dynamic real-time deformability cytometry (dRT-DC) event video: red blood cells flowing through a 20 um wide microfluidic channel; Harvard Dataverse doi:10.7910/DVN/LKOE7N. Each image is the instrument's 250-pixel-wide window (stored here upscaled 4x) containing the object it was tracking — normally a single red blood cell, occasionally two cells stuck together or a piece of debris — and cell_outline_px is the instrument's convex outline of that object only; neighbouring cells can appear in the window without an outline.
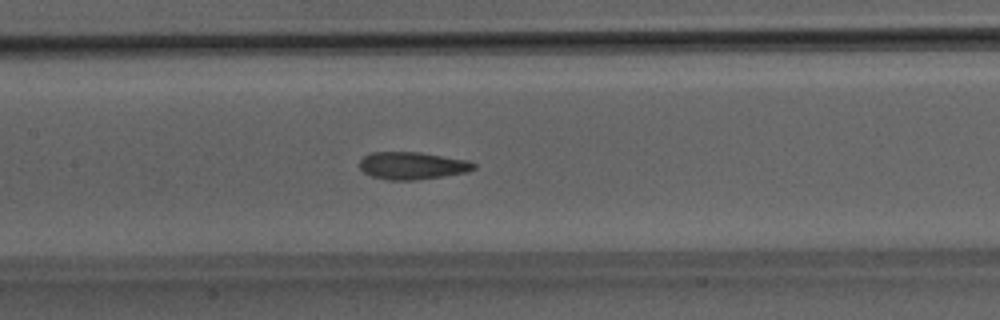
{"species": "Egyptian fruit bat (a non-hibernating species)", "species_latin": "Rousettus aegyptiacus", "temperature_condition": "room temperature", "stored_images_in_passage": 50, "camera_frame_rate_fps": 3000, "um_per_image_px": 0.085, "animal": {"sex": "male"}, "frame": {"image": 1, "passage_image": 24, "time_ms": 7.667, "image_size_px": [1000, 320], "cell_outline_px": [[476, 168], [468, 172], [416, 180], [388, 180], [372, 176], [364, 172], [360, 168], [360, 160], [364, 156], [372, 152], [420, 152], [468, 160], [476, 164]], "centroid_in_image_um": [35.06, 14.08], "position_along_channel_um": 172.3, "area_um2": 18.26}}
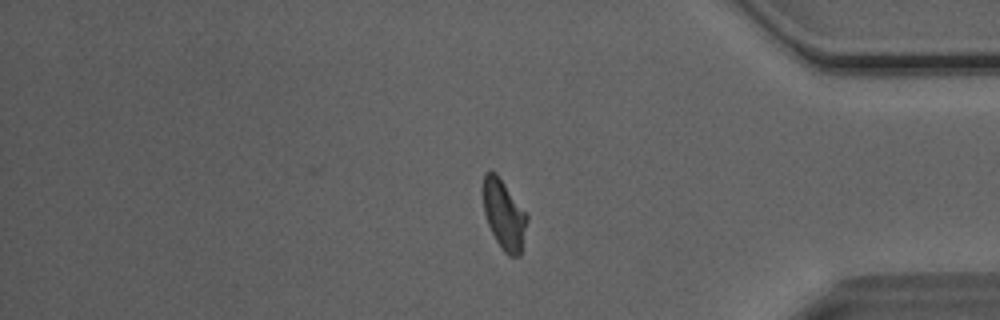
{"frame": {"image": 2, "passage_image": 42, "time_ms": 13.667, "image_size_px": [1000, 320], "cell_outline_px": [[528, 220], [520, 256], [508, 256], [504, 252], [496, 240], [488, 224], [484, 212], [484, 172], [488, 168], [496, 172], [528, 216]], "centroid_in_image_um": [42.84, 18.24], "position_along_channel_um": 392.4, "area_um2": 17.63}}
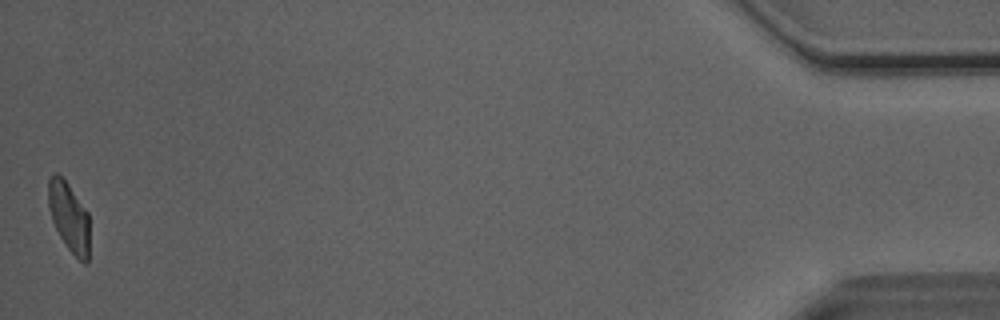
{"frame": {"image": 3, "passage_image": 50, "time_ms": 16.333, "image_size_px": [1000, 320], "cell_outline_px": [[88, 264], [84, 264], [64, 244], [52, 220], [48, 208], [48, 176], [52, 172], [56, 172], [68, 184], [88, 212]], "centroid_in_image_um": [5.84, 18.4], "position_along_channel_um": 429.4, "area_um2": 16.59}, "authors_computed_cell_mechanics": {"area_um2": 18.2937, "velocity_mm_per_s": 4.0683, "shape_relaxation_time_tau1_ms": null, "shape_relaxation_time_tau2_ms": 2.1321, "deformation_change_tau1": null, "deformation_change_tau2": 0.1071}}